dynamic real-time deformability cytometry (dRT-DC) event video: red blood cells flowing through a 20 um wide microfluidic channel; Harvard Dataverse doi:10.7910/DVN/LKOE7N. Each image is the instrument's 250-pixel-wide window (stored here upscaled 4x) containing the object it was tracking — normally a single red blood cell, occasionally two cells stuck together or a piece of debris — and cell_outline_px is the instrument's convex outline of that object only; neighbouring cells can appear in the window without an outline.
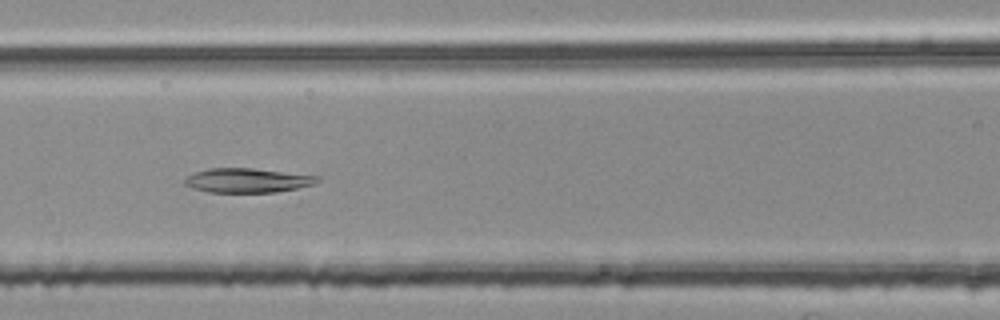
{"species": "common noctule bat (a hibernating species)", "species_latin": "Nyctalus noctula", "temperature_condition": "room temperature", "stored_images_in_passage": 52, "camera_frame_rate_fps": 3000, "um_per_image_px": 0.085, "animal": {"sex": "female", "body_mass_g": 25.1}, "frame": {"image": 1, "passage_image": 23, "time_ms": 7.333, "image_size_px": [1000, 320], "cell_outline_px": [[320, 180], [316, 184], [276, 192], [208, 192], [192, 188], [184, 184], [184, 180], [188, 176], [196, 172], [208, 168], [252, 168], [320, 176]], "centroid_in_image_um": [21.05, 15.33], "position_along_channel_um": 145.6, "area_um2": 18.79}}
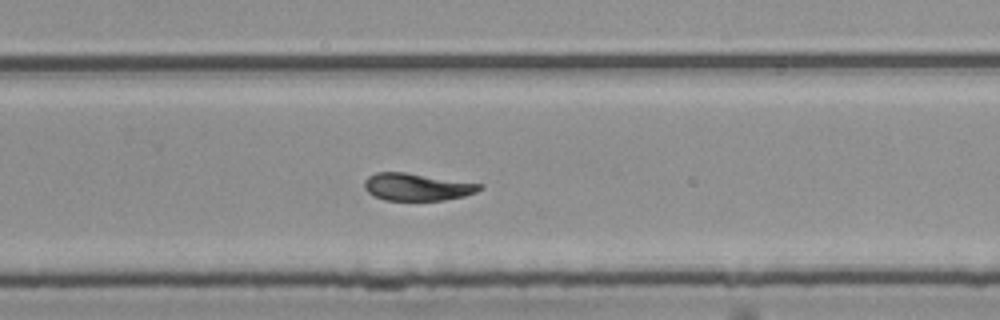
{"frame": {"image": 2, "passage_image": 35, "time_ms": 11.333, "image_size_px": [1000, 320], "cell_outline_px": [[484, 188], [476, 192], [464, 196], [444, 200], [384, 200], [372, 196], [364, 188], [364, 180], [368, 176], [376, 172], [404, 172], [484, 184]], "centroid_in_image_um": [35.44, 15.89], "position_along_channel_um": 294.4, "area_um2": 18.5}}
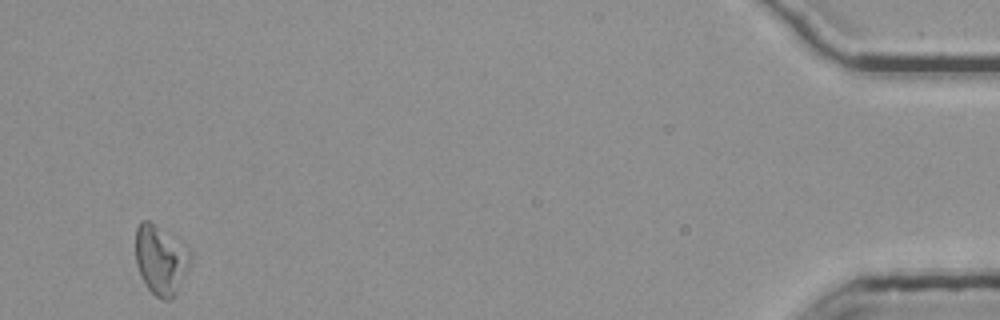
{"frame": {"image": 3, "passage_image": 52, "time_ms": 17.0, "image_size_px": [1000, 320], "cell_outline_px": [[192, 252], [188, 268], [176, 296], [172, 300], [164, 300], [156, 296], [148, 288], [136, 264], [136, 228], [140, 220], [148, 220], [184, 240], [188, 244]], "centroid_in_image_um": [13.72, 22.04], "position_along_channel_um": 421.5, "area_um2": 22.77}}